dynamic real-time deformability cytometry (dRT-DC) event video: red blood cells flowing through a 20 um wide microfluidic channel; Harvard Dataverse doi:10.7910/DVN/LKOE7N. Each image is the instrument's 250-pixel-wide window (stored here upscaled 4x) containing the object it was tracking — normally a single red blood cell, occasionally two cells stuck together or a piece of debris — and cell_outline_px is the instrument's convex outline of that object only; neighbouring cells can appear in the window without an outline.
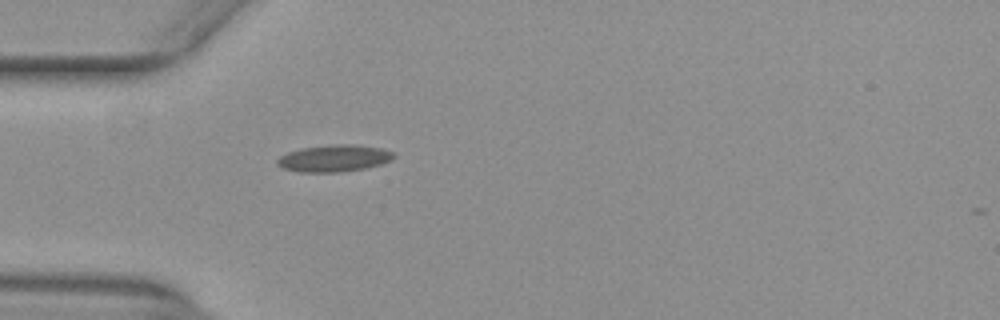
{"species": "common noctule bat (a hibernating species)", "species_latin": "Nyctalus noctula", "temperature_condition": "warm", "stored_images_in_passage": 38, "camera_frame_rate_fps": 3000, "um_per_image_px": 0.085, "animal": {"sex": "female", "body_mass_g": 29.2, "forearm_length_mm": 56.3}, "frame": {"image": 1, "passage_image": 1, "time_ms": 0.0, "image_size_px": [1000, 320], "cell_outline_px": [[396, 156], [392, 160], [380, 164], [364, 168], [340, 172], [300, 172], [284, 168], [276, 164], [276, 160], [280, 156], [288, 152], [304, 148], [332, 144], [356, 144], [384, 148], [392, 152]], "centroid_in_image_um": [28.43, 13.44], "position_along_channel_um": 56.6, "area_um2": 18.26}}
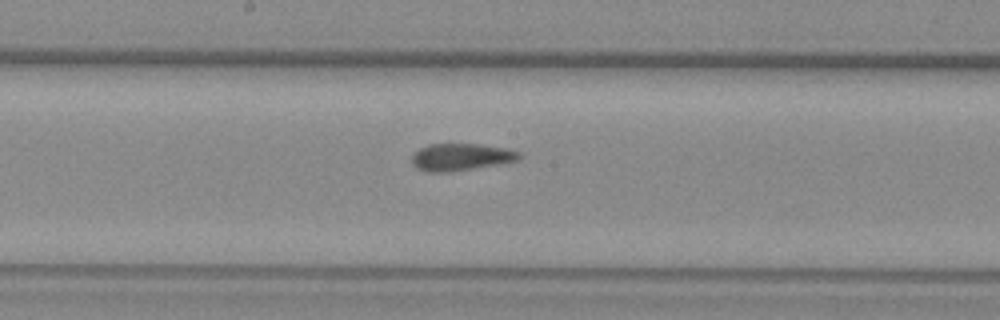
{"frame": {"image": 2, "passage_image": 13, "time_ms": 4.0, "image_size_px": [1000, 320], "cell_outline_px": [[520, 156], [516, 160], [504, 164], [448, 172], [428, 172], [416, 168], [412, 164], [412, 156], [420, 148], [428, 144], [480, 144], [508, 148], [520, 152]], "centroid_in_image_um": [39.19, 13.35], "position_along_channel_um": 209.0, "area_um2": 17.11}}
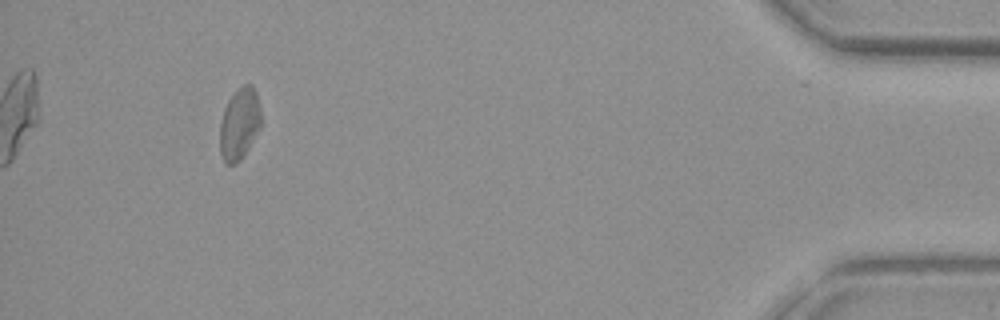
{"frame": {"image": 3, "passage_image": 34, "time_ms": 11.0, "image_size_px": [1000, 320], "cell_outline_px": [[260, 128], [248, 148], [240, 160], [236, 164], [228, 164], [224, 160], [220, 152], [220, 124], [224, 108], [228, 100], [236, 88], [244, 84], [252, 84], [256, 92], [260, 108]], "centroid_in_image_um": [20.35, 10.49], "position_along_channel_um": 414.9, "area_um2": 17.17}, "authors_computed_cell_mechanics": {"area_um2": 17.2244, "velocity_mm_per_s": 3.9381, "shape_relaxation_time_tau1_ms": null, "shape_relaxation_time_tau2_ms": 1.6772, "deformation_change_tau1": null, "deformation_change_tau2": 0.0746}}